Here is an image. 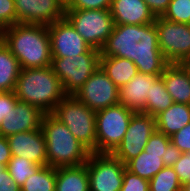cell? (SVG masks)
I'll list each match as a JSON object with an SVG mask.
<instances>
[{
  "instance_id": "6da1fadb",
  "label": "cell",
  "mask_w": 190,
  "mask_h": 191,
  "mask_svg": "<svg viewBox=\"0 0 190 191\" xmlns=\"http://www.w3.org/2000/svg\"><path fill=\"white\" fill-rule=\"evenodd\" d=\"M100 57L129 59L134 62L138 72L143 74H163L169 64L158 47L154 23L114 25Z\"/></svg>"
},
{
  "instance_id": "7a4b0ae2",
  "label": "cell",
  "mask_w": 190,
  "mask_h": 191,
  "mask_svg": "<svg viewBox=\"0 0 190 191\" xmlns=\"http://www.w3.org/2000/svg\"><path fill=\"white\" fill-rule=\"evenodd\" d=\"M1 39L17 58L21 69L51 66V43L47 26L18 23L6 27Z\"/></svg>"
},
{
  "instance_id": "3957f363",
  "label": "cell",
  "mask_w": 190,
  "mask_h": 191,
  "mask_svg": "<svg viewBox=\"0 0 190 191\" xmlns=\"http://www.w3.org/2000/svg\"><path fill=\"white\" fill-rule=\"evenodd\" d=\"M14 93L18 100L38 107L44 114L52 113L66 96L51 66L21 69Z\"/></svg>"
},
{
  "instance_id": "277c9868",
  "label": "cell",
  "mask_w": 190,
  "mask_h": 191,
  "mask_svg": "<svg viewBox=\"0 0 190 191\" xmlns=\"http://www.w3.org/2000/svg\"><path fill=\"white\" fill-rule=\"evenodd\" d=\"M40 128L45 137L49 166H79L87 162L91 152L52 113L43 115Z\"/></svg>"
},
{
  "instance_id": "5b68a950",
  "label": "cell",
  "mask_w": 190,
  "mask_h": 191,
  "mask_svg": "<svg viewBox=\"0 0 190 191\" xmlns=\"http://www.w3.org/2000/svg\"><path fill=\"white\" fill-rule=\"evenodd\" d=\"M52 114L64 123L70 132L91 153H96V112L74 95H66Z\"/></svg>"
},
{
  "instance_id": "8992f818",
  "label": "cell",
  "mask_w": 190,
  "mask_h": 191,
  "mask_svg": "<svg viewBox=\"0 0 190 191\" xmlns=\"http://www.w3.org/2000/svg\"><path fill=\"white\" fill-rule=\"evenodd\" d=\"M101 51L89 48L75 57H52L51 67L66 95H74L100 66Z\"/></svg>"
},
{
  "instance_id": "52a82bcc",
  "label": "cell",
  "mask_w": 190,
  "mask_h": 191,
  "mask_svg": "<svg viewBox=\"0 0 190 191\" xmlns=\"http://www.w3.org/2000/svg\"><path fill=\"white\" fill-rule=\"evenodd\" d=\"M134 113L120 103L96 112V153L112 154L115 151Z\"/></svg>"
},
{
  "instance_id": "ba28073f",
  "label": "cell",
  "mask_w": 190,
  "mask_h": 191,
  "mask_svg": "<svg viewBox=\"0 0 190 191\" xmlns=\"http://www.w3.org/2000/svg\"><path fill=\"white\" fill-rule=\"evenodd\" d=\"M64 18L89 47L102 50L114 27L110 10H65Z\"/></svg>"
},
{
  "instance_id": "9c48e42d",
  "label": "cell",
  "mask_w": 190,
  "mask_h": 191,
  "mask_svg": "<svg viewBox=\"0 0 190 191\" xmlns=\"http://www.w3.org/2000/svg\"><path fill=\"white\" fill-rule=\"evenodd\" d=\"M158 47L168 63L181 64L190 58V24H180L156 17Z\"/></svg>"
},
{
  "instance_id": "30bf717a",
  "label": "cell",
  "mask_w": 190,
  "mask_h": 191,
  "mask_svg": "<svg viewBox=\"0 0 190 191\" xmlns=\"http://www.w3.org/2000/svg\"><path fill=\"white\" fill-rule=\"evenodd\" d=\"M90 191H120L124 165L112 154L90 153L86 162Z\"/></svg>"
},
{
  "instance_id": "8fae6325",
  "label": "cell",
  "mask_w": 190,
  "mask_h": 191,
  "mask_svg": "<svg viewBox=\"0 0 190 191\" xmlns=\"http://www.w3.org/2000/svg\"><path fill=\"white\" fill-rule=\"evenodd\" d=\"M156 130V118L142 112H135L128 124L122 142L112 155L126 165L145 148Z\"/></svg>"
},
{
  "instance_id": "7c38bea8",
  "label": "cell",
  "mask_w": 190,
  "mask_h": 191,
  "mask_svg": "<svg viewBox=\"0 0 190 191\" xmlns=\"http://www.w3.org/2000/svg\"><path fill=\"white\" fill-rule=\"evenodd\" d=\"M74 96L97 112L119 103V88L99 66Z\"/></svg>"
},
{
  "instance_id": "4fadbf2b",
  "label": "cell",
  "mask_w": 190,
  "mask_h": 191,
  "mask_svg": "<svg viewBox=\"0 0 190 191\" xmlns=\"http://www.w3.org/2000/svg\"><path fill=\"white\" fill-rule=\"evenodd\" d=\"M17 24L48 26L64 18L63 0H14Z\"/></svg>"
},
{
  "instance_id": "5bb4252c",
  "label": "cell",
  "mask_w": 190,
  "mask_h": 191,
  "mask_svg": "<svg viewBox=\"0 0 190 191\" xmlns=\"http://www.w3.org/2000/svg\"><path fill=\"white\" fill-rule=\"evenodd\" d=\"M47 29L52 57H75L84 54L90 48L65 18L48 25Z\"/></svg>"
},
{
  "instance_id": "9a60e30c",
  "label": "cell",
  "mask_w": 190,
  "mask_h": 191,
  "mask_svg": "<svg viewBox=\"0 0 190 191\" xmlns=\"http://www.w3.org/2000/svg\"><path fill=\"white\" fill-rule=\"evenodd\" d=\"M7 140L12 156L26 158L40 166L48 165L46 142L41 128L10 135Z\"/></svg>"
},
{
  "instance_id": "2e32d148",
  "label": "cell",
  "mask_w": 190,
  "mask_h": 191,
  "mask_svg": "<svg viewBox=\"0 0 190 191\" xmlns=\"http://www.w3.org/2000/svg\"><path fill=\"white\" fill-rule=\"evenodd\" d=\"M44 113L36 106L18 100L15 108L3 118L0 135H10L40 129Z\"/></svg>"
},
{
  "instance_id": "e0dca14e",
  "label": "cell",
  "mask_w": 190,
  "mask_h": 191,
  "mask_svg": "<svg viewBox=\"0 0 190 191\" xmlns=\"http://www.w3.org/2000/svg\"><path fill=\"white\" fill-rule=\"evenodd\" d=\"M110 12L114 25H145L156 19L143 0H112Z\"/></svg>"
},
{
  "instance_id": "ac0fdd59",
  "label": "cell",
  "mask_w": 190,
  "mask_h": 191,
  "mask_svg": "<svg viewBox=\"0 0 190 191\" xmlns=\"http://www.w3.org/2000/svg\"><path fill=\"white\" fill-rule=\"evenodd\" d=\"M161 75L138 72L119 89V103L135 112H141L145 108L147 97L150 96L151 83Z\"/></svg>"
},
{
  "instance_id": "d6986e66",
  "label": "cell",
  "mask_w": 190,
  "mask_h": 191,
  "mask_svg": "<svg viewBox=\"0 0 190 191\" xmlns=\"http://www.w3.org/2000/svg\"><path fill=\"white\" fill-rule=\"evenodd\" d=\"M160 77L174 103L190 105V75L182 64L169 63Z\"/></svg>"
},
{
  "instance_id": "ffe728a7",
  "label": "cell",
  "mask_w": 190,
  "mask_h": 191,
  "mask_svg": "<svg viewBox=\"0 0 190 191\" xmlns=\"http://www.w3.org/2000/svg\"><path fill=\"white\" fill-rule=\"evenodd\" d=\"M156 130L171 137L190 123V105L173 103L156 117Z\"/></svg>"
},
{
  "instance_id": "44dd1931",
  "label": "cell",
  "mask_w": 190,
  "mask_h": 191,
  "mask_svg": "<svg viewBox=\"0 0 190 191\" xmlns=\"http://www.w3.org/2000/svg\"><path fill=\"white\" fill-rule=\"evenodd\" d=\"M55 191H90L86 163L56 168Z\"/></svg>"
},
{
  "instance_id": "7402d4cb",
  "label": "cell",
  "mask_w": 190,
  "mask_h": 191,
  "mask_svg": "<svg viewBox=\"0 0 190 191\" xmlns=\"http://www.w3.org/2000/svg\"><path fill=\"white\" fill-rule=\"evenodd\" d=\"M100 67L120 89L138 73L133 61L118 57H100Z\"/></svg>"
},
{
  "instance_id": "603a6c76",
  "label": "cell",
  "mask_w": 190,
  "mask_h": 191,
  "mask_svg": "<svg viewBox=\"0 0 190 191\" xmlns=\"http://www.w3.org/2000/svg\"><path fill=\"white\" fill-rule=\"evenodd\" d=\"M20 70L17 58L0 38V92L15 90Z\"/></svg>"
},
{
  "instance_id": "cb8c5ba5",
  "label": "cell",
  "mask_w": 190,
  "mask_h": 191,
  "mask_svg": "<svg viewBox=\"0 0 190 191\" xmlns=\"http://www.w3.org/2000/svg\"><path fill=\"white\" fill-rule=\"evenodd\" d=\"M163 155L148 154L143 150L137 157L126 164V169L131 173L146 180H151L163 167Z\"/></svg>"
},
{
  "instance_id": "d4e9b609",
  "label": "cell",
  "mask_w": 190,
  "mask_h": 191,
  "mask_svg": "<svg viewBox=\"0 0 190 191\" xmlns=\"http://www.w3.org/2000/svg\"><path fill=\"white\" fill-rule=\"evenodd\" d=\"M150 86V96L147 97L145 108L141 112L156 117L162 111L168 109L174 102L160 76Z\"/></svg>"
},
{
  "instance_id": "484cf974",
  "label": "cell",
  "mask_w": 190,
  "mask_h": 191,
  "mask_svg": "<svg viewBox=\"0 0 190 191\" xmlns=\"http://www.w3.org/2000/svg\"><path fill=\"white\" fill-rule=\"evenodd\" d=\"M20 188L21 191H55L56 168L41 166Z\"/></svg>"
},
{
  "instance_id": "4316f807",
  "label": "cell",
  "mask_w": 190,
  "mask_h": 191,
  "mask_svg": "<svg viewBox=\"0 0 190 191\" xmlns=\"http://www.w3.org/2000/svg\"><path fill=\"white\" fill-rule=\"evenodd\" d=\"M177 173L171 166L163 167L151 180H149V191H181Z\"/></svg>"
},
{
  "instance_id": "83f0119b",
  "label": "cell",
  "mask_w": 190,
  "mask_h": 191,
  "mask_svg": "<svg viewBox=\"0 0 190 191\" xmlns=\"http://www.w3.org/2000/svg\"><path fill=\"white\" fill-rule=\"evenodd\" d=\"M41 166L19 156H12L6 168L9 175L21 187L27 178L33 175Z\"/></svg>"
},
{
  "instance_id": "f1b7e54d",
  "label": "cell",
  "mask_w": 190,
  "mask_h": 191,
  "mask_svg": "<svg viewBox=\"0 0 190 191\" xmlns=\"http://www.w3.org/2000/svg\"><path fill=\"white\" fill-rule=\"evenodd\" d=\"M162 17L172 22L190 24V0H171Z\"/></svg>"
},
{
  "instance_id": "f546056e",
  "label": "cell",
  "mask_w": 190,
  "mask_h": 191,
  "mask_svg": "<svg viewBox=\"0 0 190 191\" xmlns=\"http://www.w3.org/2000/svg\"><path fill=\"white\" fill-rule=\"evenodd\" d=\"M171 143L170 137L155 130L149 138L144 150L149 154L165 155L167 146Z\"/></svg>"
},
{
  "instance_id": "4dcf8cb0",
  "label": "cell",
  "mask_w": 190,
  "mask_h": 191,
  "mask_svg": "<svg viewBox=\"0 0 190 191\" xmlns=\"http://www.w3.org/2000/svg\"><path fill=\"white\" fill-rule=\"evenodd\" d=\"M112 0H69L65 10H110Z\"/></svg>"
},
{
  "instance_id": "1f68e13d",
  "label": "cell",
  "mask_w": 190,
  "mask_h": 191,
  "mask_svg": "<svg viewBox=\"0 0 190 191\" xmlns=\"http://www.w3.org/2000/svg\"><path fill=\"white\" fill-rule=\"evenodd\" d=\"M120 191H149V180L125 169L123 185Z\"/></svg>"
},
{
  "instance_id": "d6a6232c",
  "label": "cell",
  "mask_w": 190,
  "mask_h": 191,
  "mask_svg": "<svg viewBox=\"0 0 190 191\" xmlns=\"http://www.w3.org/2000/svg\"><path fill=\"white\" fill-rule=\"evenodd\" d=\"M172 167L177 173L178 179L182 185L190 182V152L182 153Z\"/></svg>"
},
{
  "instance_id": "836d02e7",
  "label": "cell",
  "mask_w": 190,
  "mask_h": 191,
  "mask_svg": "<svg viewBox=\"0 0 190 191\" xmlns=\"http://www.w3.org/2000/svg\"><path fill=\"white\" fill-rule=\"evenodd\" d=\"M0 22L5 27L17 24L14 0H0Z\"/></svg>"
},
{
  "instance_id": "e575fe53",
  "label": "cell",
  "mask_w": 190,
  "mask_h": 191,
  "mask_svg": "<svg viewBox=\"0 0 190 191\" xmlns=\"http://www.w3.org/2000/svg\"><path fill=\"white\" fill-rule=\"evenodd\" d=\"M170 141L182 153L190 152V123L170 137Z\"/></svg>"
},
{
  "instance_id": "d590c367",
  "label": "cell",
  "mask_w": 190,
  "mask_h": 191,
  "mask_svg": "<svg viewBox=\"0 0 190 191\" xmlns=\"http://www.w3.org/2000/svg\"><path fill=\"white\" fill-rule=\"evenodd\" d=\"M17 101L14 91L0 92V126L3 118L15 108Z\"/></svg>"
},
{
  "instance_id": "8d00e7d4",
  "label": "cell",
  "mask_w": 190,
  "mask_h": 191,
  "mask_svg": "<svg viewBox=\"0 0 190 191\" xmlns=\"http://www.w3.org/2000/svg\"><path fill=\"white\" fill-rule=\"evenodd\" d=\"M155 17L163 16L167 11L171 0H143Z\"/></svg>"
},
{
  "instance_id": "74e56055",
  "label": "cell",
  "mask_w": 190,
  "mask_h": 191,
  "mask_svg": "<svg viewBox=\"0 0 190 191\" xmlns=\"http://www.w3.org/2000/svg\"><path fill=\"white\" fill-rule=\"evenodd\" d=\"M0 191H21V188L9 175L7 168L0 174Z\"/></svg>"
},
{
  "instance_id": "f35d334b",
  "label": "cell",
  "mask_w": 190,
  "mask_h": 191,
  "mask_svg": "<svg viewBox=\"0 0 190 191\" xmlns=\"http://www.w3.org/2000/svg\"><path fill=\"white\" fill-rule=\"evenodd\" d=\"M182 152L172 143L167 146L166 154L162 156L165 166H173L180 158Z\"/></svg>"
},
{
  "instance_id": "ab89813d",
  "label": "cell",
  "mask_w": 190,
  "mask_h": 191,
  "mask_svg": "<svg viewBox=\"0 0 190 191\" xmlns=\"http://www.w3.org/2000/svg\"><path fill=\"white\" fill-rule=\"evenodd\" d=\"M11 157L12 155L7 137L0 135V164L7 166Z\"/></svg>"
},
{
  "instance_id": "60d3db41",
  "label": "cell",
  "mask_w": 190,
  "mask_h": 191,
  "mask_svg": "<svg viewBox=\"0 0 190 191\" xmlns=\"http://www.w3.org/2000/svg\"><path fill=\"white\" fill-rule=\"evenodd\" d=\"M190 75V58L181 63Z\"/></svg>"
},
{
  "instance_id": "b9f144b4",
  "label": "cell",
  "mask_w": 190,
  "mask_h": 191,
  "mask_svg": "<svg viewBox=\"0 0 190 191\" xmlns=\"http://www.w3.org/2000/svg\"><path fill=\"white\" fill-rule=\"evenodd\" d=\"M181 191H190V182L182 185Z\"/></svg>"
},
{
  "instance_id": "7bdbcfd3",
  "label": "cell",
  "mask_w": 190,
  "mask_h": 191,
  "mask_svg": "<svg viewBox=\"0 0 190 191\" xmlns=\"http://www.w3.org/2000/svg\"><path fill=\"white\" fill-rule=\"evenodd\" d=\"M6 27L0 22V38L3 36Z\"/></svg>"
},
{
  "instance_id": "ee69618b",
  "label": "cell",
  "mask_w": 190,
  "mask_h": 191,
  "mask_svg": "<svg viewBox=\"0 0 190 191\" xmlns=\"http://www.w3.org/2000/svg\"><path fill=\"white\" fill-rule=\"evenodd\" d=\"M5 169H6V166L3 165V164H0V174H1V172L4 171Z\"/></svg>"
}]
</instances>
